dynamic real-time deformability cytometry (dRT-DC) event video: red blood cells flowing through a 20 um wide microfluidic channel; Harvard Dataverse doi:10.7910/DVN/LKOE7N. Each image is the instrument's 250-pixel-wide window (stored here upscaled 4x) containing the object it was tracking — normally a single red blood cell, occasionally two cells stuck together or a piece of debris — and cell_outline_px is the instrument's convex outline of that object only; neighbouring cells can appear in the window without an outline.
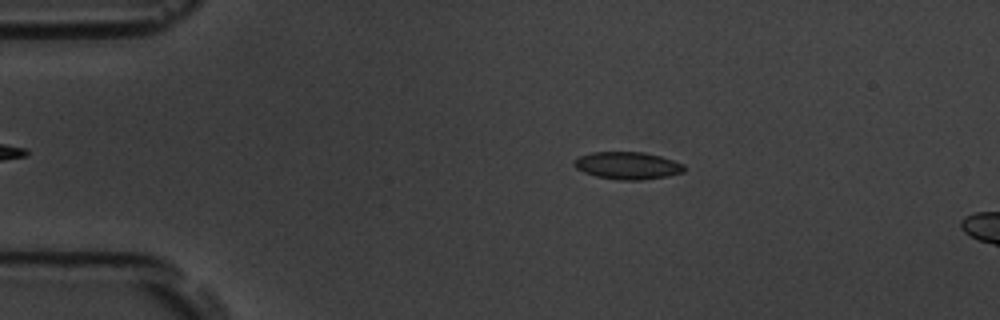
{"species": "common noctule bat (a hibernating species)", "species_latin": "Nyctalus noctula", "temperature_condition": "room temperature", "stored_images_in_passage": 18, "camera_frame_rate_fps": 3000, "um_per_image_px": 0.085, "animal": {"sex": "male", "body_mass_g": 19.5, "forearm_length_mm": 54.6}, "frame": {"image": 1, "passage_image": 11, "time_ms": 3.333, "image_size_px": [1000, 320], "cell_outline_px": [[684, 172], [668, 176], [640, 180], [620, 180], [596, 176], [584, 172], [576, 168], [572, 164], [572, 160], [580, 156], [592, 152], [644, 152], [660, 156], [684, 164]], "centroid_in_image_um": [53.32, 14.07], "position_along_channel_um": 31.7, "area_um2": 17.57}}